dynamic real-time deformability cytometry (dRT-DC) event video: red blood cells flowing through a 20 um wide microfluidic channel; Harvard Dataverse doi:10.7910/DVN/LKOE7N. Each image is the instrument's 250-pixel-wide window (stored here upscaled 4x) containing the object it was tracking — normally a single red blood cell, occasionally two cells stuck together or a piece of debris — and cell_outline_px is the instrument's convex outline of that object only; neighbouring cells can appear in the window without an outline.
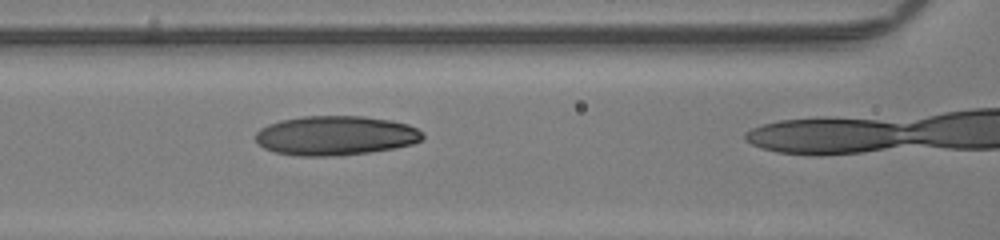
{"species": "human", "species_latin": "Homo sapiens", "temperature_condition": "room temperature", "stored_images_in_passage": 29, "camera_frame_rate_fps": 3000, "um_per_image_px": 0.085, "donor": {"sex": "male"}, "frame": {"image": 1, "passage_image": 28, "time_ms": 9.0, "image_size_px": [1000, 240], "cell_outline_px": [[424, 136], [420, 140], [412, 144], [392, 148], [368, 152], [332, 156], [296, 156], [276, 152], [264, 148], [256, 140], [256, 132], [260, 128], [268, 124], [280, 120], [304, 116], [364, 116], [392, 120], [408, 124], [424, 132]], "centroid_in_image_um": [28.52, 11.51], "position_along_channel_um": 138.1, "area_um2": 38.38}}